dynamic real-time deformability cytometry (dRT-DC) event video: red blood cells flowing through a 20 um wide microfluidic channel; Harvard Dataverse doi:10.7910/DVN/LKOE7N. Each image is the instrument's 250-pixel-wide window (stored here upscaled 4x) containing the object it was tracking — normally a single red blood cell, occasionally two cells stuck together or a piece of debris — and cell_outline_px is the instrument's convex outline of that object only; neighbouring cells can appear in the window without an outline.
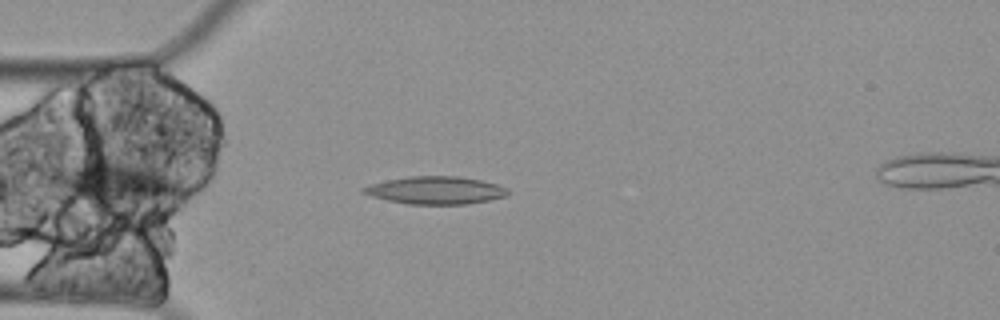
{"species": "Egyptian fruit bat (a non-hibernating species)", "species_latin": "Rousettus aegyptiacus", "temperature_condition": "cold", "stored_images_in_passage": 7, "camera_frame_rate_fps": 3000, "um_per_image_px": 0.085, "animal": {"sex": "female"}, "frame": {"image": 1, "passage_image": 3, "time_ms": 0.667, "image_size_px": [1000, 320], "cell_outline_px": [[508, 192], [504, 196], [488, 200], [468, 204], [408, 204], [388, 200], [372, 196], [360, 192], [360, 188], [372, 184], [388, 180], [408, 176], [456, 176], [480, 180], [496, 184], [508, 188]], "centroid_in_image_um": [37.0, 16.17], "position_along_channel_um": 48.0, "area_um2": 23.06}}
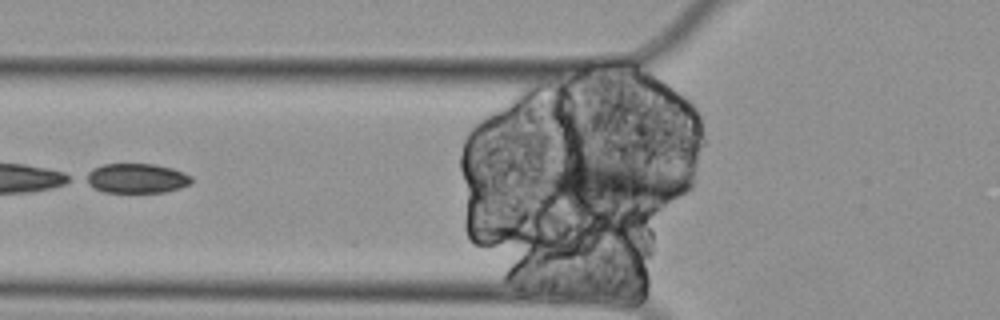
{"frame": {"image": 2, "passage_image": 6, "time_ms": 1.667, "image_size_px": [1000, 320], "cell_outline_px": [[192, 184], [180, 188], [164, 192], [104, 192], [92, 188], [80, 180], [80, 176], [92, 168], [104, 164], [156, 164], [172, 168], [184, 172], [192, 176]], "centroid_in_image_um": [11.51, 15.15], "position_along_channel_um": 114.3, "area_um2": 18.84}}